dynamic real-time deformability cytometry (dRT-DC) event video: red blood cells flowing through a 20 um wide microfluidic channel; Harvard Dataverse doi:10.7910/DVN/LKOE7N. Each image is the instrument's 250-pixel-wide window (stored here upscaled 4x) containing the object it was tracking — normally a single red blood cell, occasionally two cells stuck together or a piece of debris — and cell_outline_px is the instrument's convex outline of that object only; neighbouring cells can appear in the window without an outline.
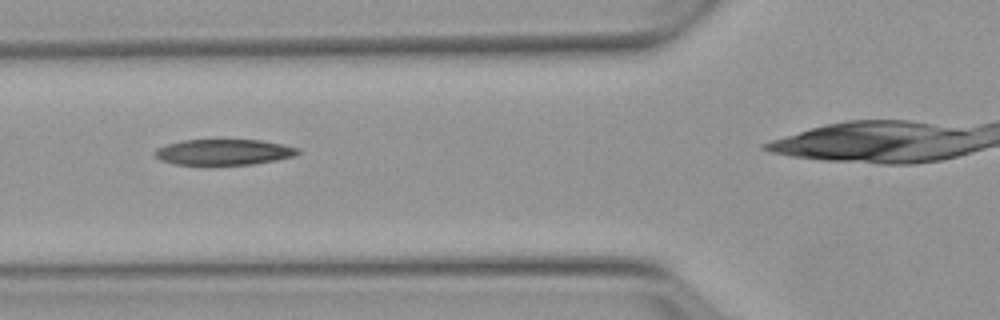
{"species": "Egyptian fruit bat (a non-hibernating species)", "species_latin": "Rousettus aegyptiacus", "temperature_condition": "warm", "stored_images_in_passage": 6, "camera_frame_rate_fps": 3000, "um_per_image_px": 0.085, "animal": {"sex": "female"}, "frame": {"image": 1, "passage_image": 4, "time_ms": 3.333, "image_size_px": [1000, 320], "cell_outline_px": [[300, 152], [296, 156], [276, 160], [252, 164], [212, 168], [204, 168], [172, 164], [160, 160], [152, 152], [156, 148], [168, 144], [184, 140], [260, 140], [284, 144], [300, 148]], "centroid_in_image_um": [18.98, 12.98], "position_along_channel_um": 106.8, "area_um2": 22.72}}
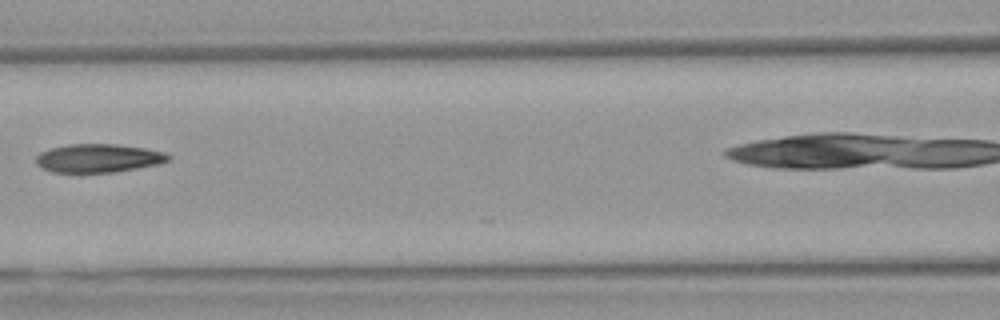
{"frame": {"image": 2, "passage_image": 5, "time_ms": 4.667, "image_size_px": [1000, 320], "cell_outline_px": [[172, 156], [168, 160], [156, 164], [136, 168], [112, 172], [52, 172], [36, 164], [36, 156], [40, 152], [48, 148], [68, 144], [116, 144], [144, 148], [164, 152]], "centroid_in_image_um": [8.32, 13.43], "position_along_channel_um": 158.3, "area_um2": 21.79}}